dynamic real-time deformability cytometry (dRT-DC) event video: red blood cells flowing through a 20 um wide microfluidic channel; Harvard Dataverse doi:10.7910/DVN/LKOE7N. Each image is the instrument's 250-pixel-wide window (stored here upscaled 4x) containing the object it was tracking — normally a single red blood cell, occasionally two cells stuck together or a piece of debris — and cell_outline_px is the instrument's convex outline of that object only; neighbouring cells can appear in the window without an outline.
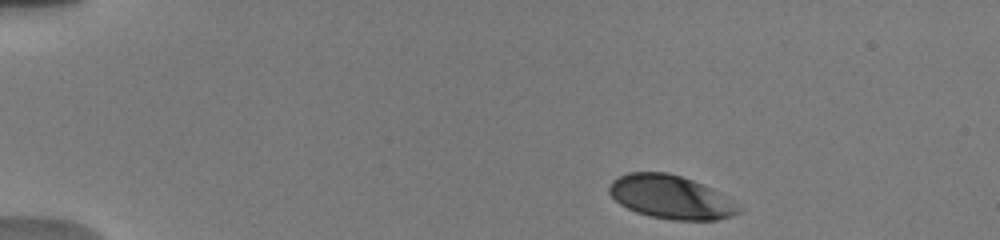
{"species": "human", "species_latin": "Homo sapiens", "temperature_condition": "warm", "stored_images_in_passage": 24, "camera_frame_rate_fps": 3000, "um_per_image_px": 0.085, "donor": {"sex": "male"}, "frame": {"image": 1, "passage_image": 4, "time_ms": 0.333, "image_size_px": [1000, 240], "cell_outline_px": [[744, 208], [740, 212], [732, 216], [716, 220], [672, 220], [648, 216], [636, 212], [620, 204], [608, 192], [608, 188], [612, 180], [628, 172], [668, 172], [704, 184], [712, 188]], "centroid_in_image_um": [57.03, 16.76], "position_along_channel_um": 28.0, "area_um2": 32.95}}
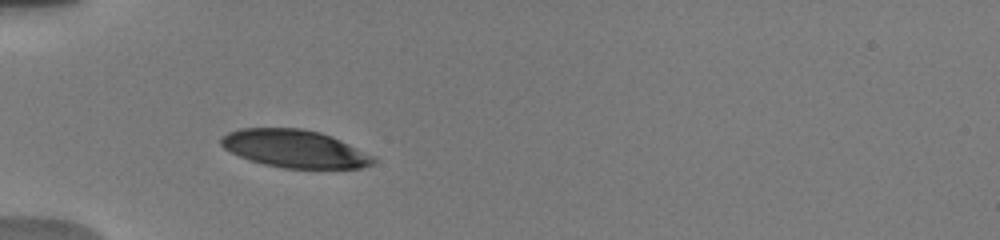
{"frame": {"image": 2, "passage_image": 23, "time_ms": 3.333, "image_size_px": [1000, 240], "cell_outline_px": [[376, 160], [372, 164], [360, 168], [284, 168], [264, 164], [240, 156], [224, 148], [220, 144], [220, 136], [228, 132], [240, 128], [300, 128], [320, 132], [332, 136], [376, 156]], "centroid_in_image_um": [25.06, 12.63], "position_along_channel_um": 59.9, "area_um2": 33.52}}